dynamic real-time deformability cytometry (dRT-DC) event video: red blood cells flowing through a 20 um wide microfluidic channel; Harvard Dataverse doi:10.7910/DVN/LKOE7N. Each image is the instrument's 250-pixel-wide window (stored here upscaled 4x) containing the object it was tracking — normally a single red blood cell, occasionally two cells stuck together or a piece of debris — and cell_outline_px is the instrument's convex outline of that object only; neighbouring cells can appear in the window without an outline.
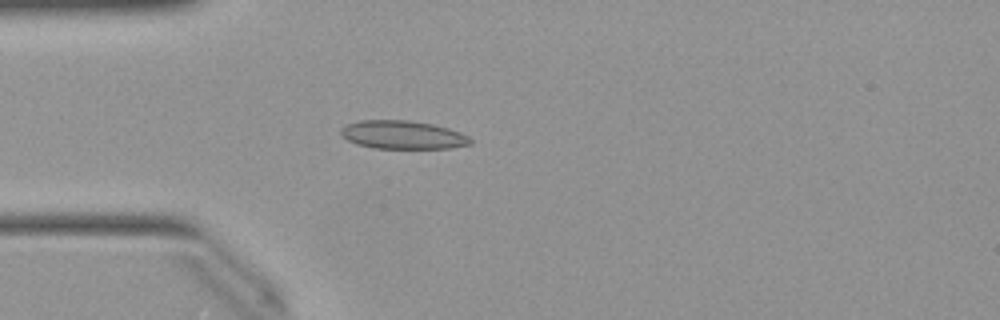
{"species": "Egyptian fruit bat (a non-hibernating species)", "species_latin": "Rousettus aegyptiacus", "temperature_condition": "warm", "stored_images_in_passage": 48, "camera_frame_rate_fps": 3000, "um_per_image_px": 0.085, "animal": {"sex": "female"}, "frame": {"image": 1, "passage_image": 12, "time_ms": 3.667, "image_size_px": [1000, 320], "cell_outline_px": [[472, 144], [448, 148], [372, 148], [356, 144], [340, 136], [340, 128], [348, 124], [360, 120], [408, 120], [432, 124], [448, 128], [460, 132], [468, 136], [472, 140]], "centroid_in_image_um": [34.21, 11.46], "position_along_channel_um": 50.8, "area_um2": 21.44}}
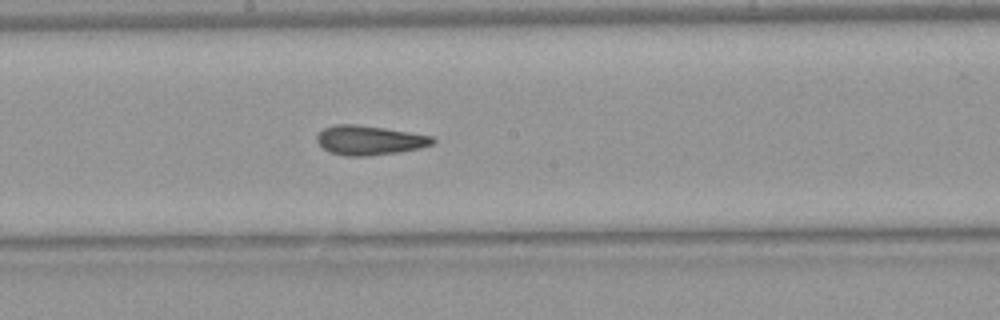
{"frame": {"image": 2, "passage_image": 25, "time_ms": 8.0, "image_size_px": [1000, 320], "cell_outline_px": [[436, 140], [432, 144], [420, 148], [400, 152], [368, 156], [344, 156], [328, 152], [316, 140], [316, 136], [324, 128], [332, 124], [356, 124], [384, 128], [432, 136]], "centroid_in_image_um": [31.37, 11.92], "position_along_channel_um": 216.8, "area_um2": 19.88}}
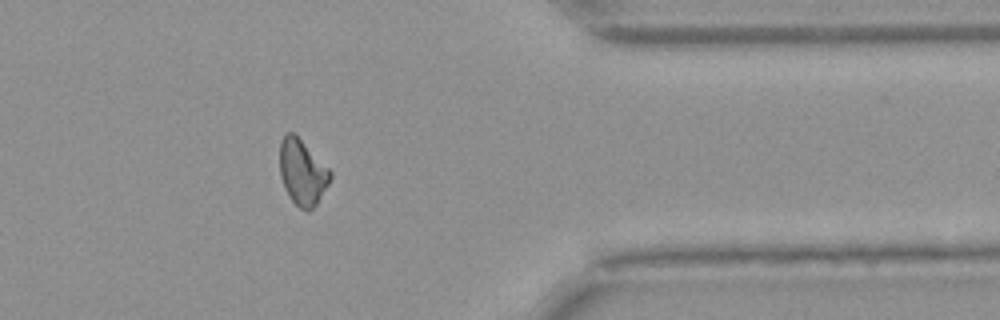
{"frame": {"image": 3, "passage_image": 39, "time_ms": 12.667, "image_size_px": [1000, 320], "cell_outline_px": [[332, 176], [328, 184], [316, 204], [308, 212], [300, 208], [288, 196], [284, 188], [280, 176], [280, 140], [288, 132], [292, 132], [332, 172]], "centroid_in_image_um": [25.68, 14.67], "position_along_channel_um": 385.7, "area_um2": 18.9}, "authors_computed_cell_mechanics": {"area_um2": 19.7098, "velocity_mm_per_s": 4.0289, "shape_relaxation_time_tau1_ms": 10.5576, "shape_relaxation_time_tau2_ms": 2.2226, "deformation_change_tau1": 0.2065, "deformation_change_tau2": 0.086}}